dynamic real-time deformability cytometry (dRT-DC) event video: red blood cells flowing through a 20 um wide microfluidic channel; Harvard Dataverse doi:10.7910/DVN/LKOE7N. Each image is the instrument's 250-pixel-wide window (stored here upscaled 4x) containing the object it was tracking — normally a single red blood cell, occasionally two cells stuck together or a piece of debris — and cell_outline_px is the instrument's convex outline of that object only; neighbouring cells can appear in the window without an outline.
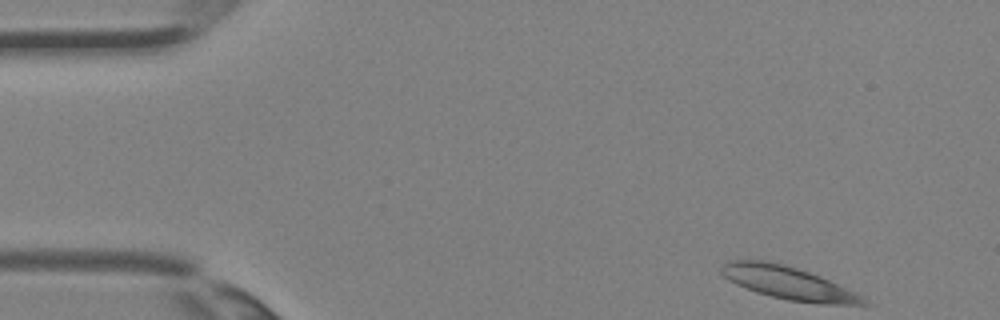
{"species": "Egyptian fruit bat (a non-hibernating species)", "species_latin": "Rousettus aegyptiacus", "temperature_condition": "room temperature", "stored_images_in_passage": 34, "camera_frame_rate_fps": 3000, "um_per_image_px": 0.085, "animal": {"sex": "female"}, "frame": {"image": 1, "passage_image": 1, "time_ms": 0.0, "image_size_px": [1000, 320], "cell_outline_px": [[872, 304], [820, 304], [788, 300], [756, 292], [736, 284], [728, 280], [720, 272], [720, 268], [724, 264], [732, 260], [768, 260], [784, 264], [820, 276], [868, 300]], "centroid_in_image_um": [66.94, 24.04], "position_along_channel_um": 18.1, "area_um2": 26.76}}
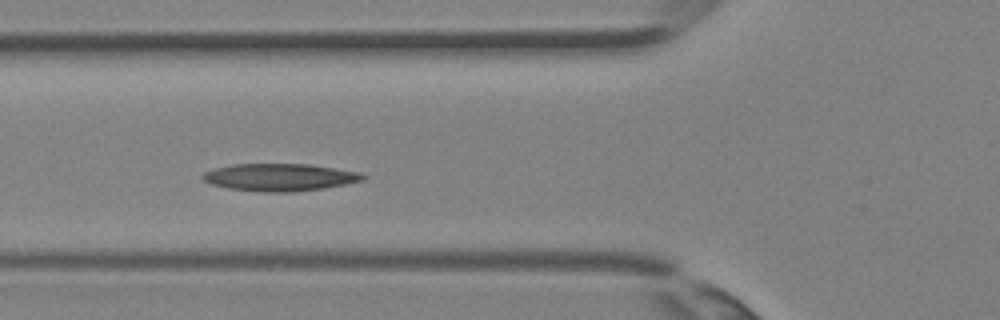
{"frame": {"image": 2, "passage_image": 11, "time_ms": 3.333, "image_size_px": [1000, 320], "cell_outline_px": [[368, 176], [364, 180], [324, 188], [292, 192], [260, 192], [228, 188], [212, 184], [204, 180], [200, 176], [204, 172], [216, 168], [232, 164], [308, 164], [360, 172]], "centroid_in_image_um": [23.78, 15.07], "position_along_channel_um": 102.0, "area_um2": 25.55}}
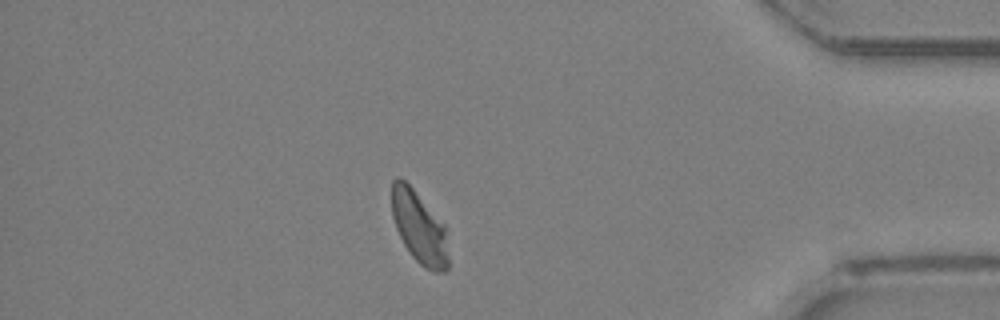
{"frame": {"image": 3, "passage_image": 29, "time_ms": 9.333, "image_size_px": [1000, 320], "cell_outline_px": [[448, 268], [444, 272], [432, 272], [424, 268], [412, 256], [404, 244], [396, 228], [392, 216], [392, 180], [396, 176], [400, 176], [412, 188], [444, 224], [448, 256]], "centroid_in_image_um": [35.62, 19.34], "position_along_channel_um": 399.6, "area_um2": 23.64}}